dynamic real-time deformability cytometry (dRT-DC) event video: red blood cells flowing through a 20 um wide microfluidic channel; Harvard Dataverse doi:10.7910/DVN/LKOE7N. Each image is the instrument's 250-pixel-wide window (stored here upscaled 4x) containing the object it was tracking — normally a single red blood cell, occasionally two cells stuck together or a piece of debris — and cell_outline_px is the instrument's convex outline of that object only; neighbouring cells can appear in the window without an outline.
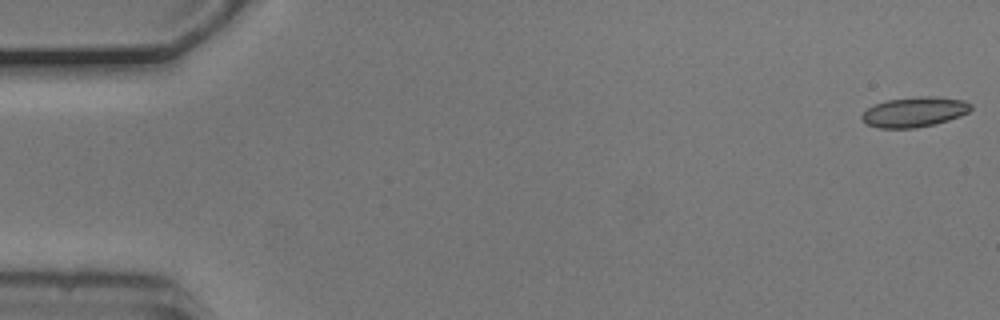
{"species": "common noctule bat (a hibernating species)", "species_latin": "Nyctalus noctula", "temperature_condition": "cold", "stored_images_in_passage": 3, "camera_frame_rate_fps": 3000, "um_per_image_px": 0.085, "animal": {"sex": "male", "body_mass_g": 20.5, "forearm_length_mm": 52.5}, "frame": {"image": 1, "passage_image": 1, "time_ms": 0.0, "image_size_px": [1000, 320], "cell_outline_px": [[972, 108], [968, 112], [960, 116], [936, 124], [916, 128], [880, 128], [868, 124], [860, 116], [868, 108], [876, 104], [888, 100], [920, 96], [940, 96], [964, 100], [972, 104]], "centroid_in_image_um": [77.78, 9.51], "position_along_channel_um": 7.2, "area_um2": 19.07}}